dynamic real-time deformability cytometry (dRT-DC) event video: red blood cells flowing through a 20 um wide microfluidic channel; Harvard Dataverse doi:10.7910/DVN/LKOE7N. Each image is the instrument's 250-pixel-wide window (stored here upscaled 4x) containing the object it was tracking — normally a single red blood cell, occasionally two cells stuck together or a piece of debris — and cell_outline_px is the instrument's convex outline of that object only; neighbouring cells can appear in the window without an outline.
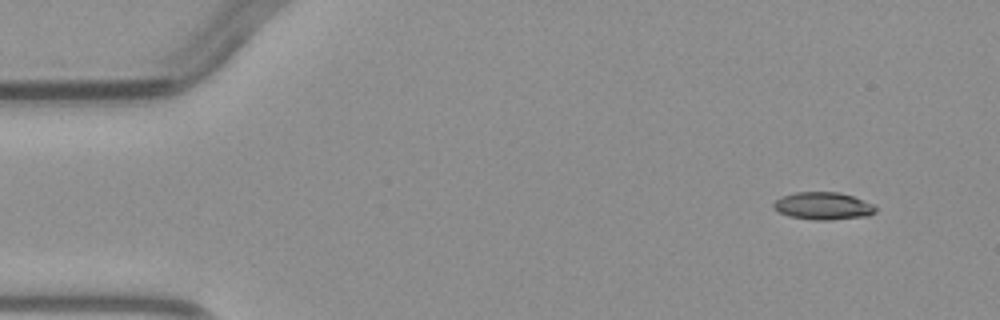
{"species": "common noctule bat (a hibernating species)", "species_latin": "Nyctalus noctula", "temperature_condition": "warm", "stored_images_in_passage": 3, "camera_frame_rate_fps": 3000, "um_per_image_px": 0.085, "animal": {"sex": "male", "body_mass_g": 23.1, "forearm_length_mm": 52.7}, "frame": {"image": 1, "passage_image": 1, "time_ms": 0.0, "image_size_px": [1000, 320], "cell_outline_px": [[876, 212], [868, 216], [832, 220], [812, 220], [788, 216], [772, 208], [772, 204], [776, 200], [784, 196], [796, 192], [840, 192], [852, 196], [872, 204], [876, 208]], "centroid_in_image_um": [69.96, 17.52], "position_along_channel_um": 15.0, "area_um2": 16.36}}
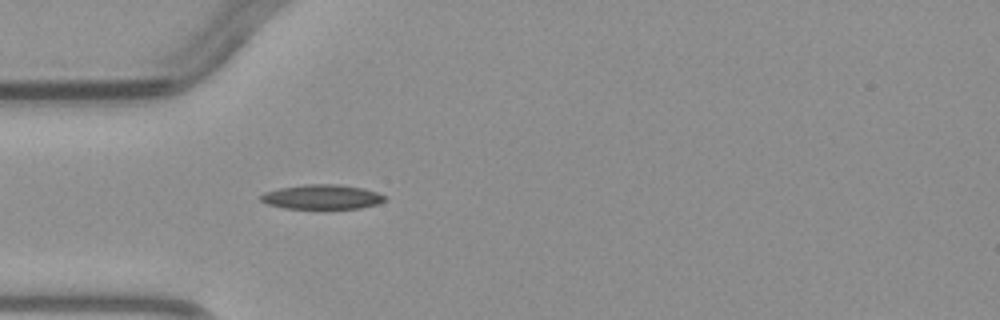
{"frame": {"image": 2, "passage_image": 3, "time_ms": 3.333, "image_size_px": [1000, 320], "cell_outline_px": [[388, 200], [376, 204], [360, 208], [324, 212], [284, 208], [268, 204], [260, 200], [260, 196], [264, 192], [280, 188], [308, 184], [336, 184], [364, 188], [376, 192], [384, 196]], "centroid_in_image_um": [27.38, 16.79], "position_along_channel_um": 57.6, "area_um2": 18.67}}